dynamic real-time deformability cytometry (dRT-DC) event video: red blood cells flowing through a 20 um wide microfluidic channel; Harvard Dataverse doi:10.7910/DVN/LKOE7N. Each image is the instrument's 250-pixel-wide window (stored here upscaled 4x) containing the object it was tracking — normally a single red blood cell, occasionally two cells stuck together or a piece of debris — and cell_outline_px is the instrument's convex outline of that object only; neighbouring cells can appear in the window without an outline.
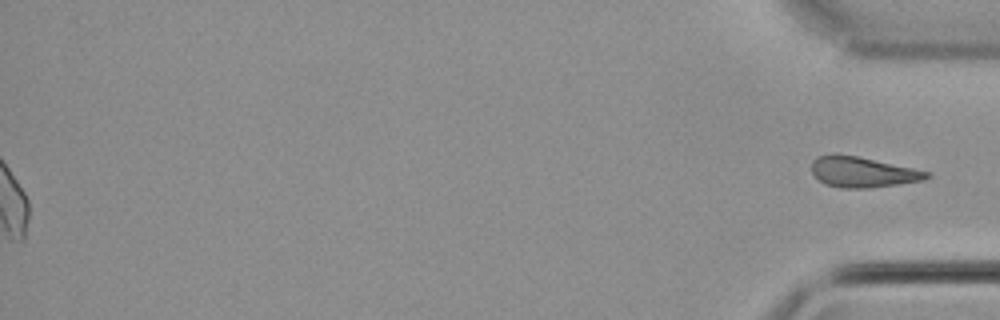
{"species": "common noctule bat (a hibernating species)", "species_latin": "Nyctalus noctula", "temperature_condition": "cold", "stored_images_in_passage": 56, "segment_of_instrument_passage": [2, 2], "camera_frame_rate_fps": 3000, "um_per_image_px": 0.085, "animal": {"sex": "male", "body_mass_g": 21.5, "forearm_length_mm": 52.0}, "frame": {"image": 1, "passage_image": 56, "time_ms": 18.333, "image_size_px": [1000, 320], "cell_outline_px": [[932, 176], [924, 180], [900, 184], [868, 188], [840, 188], [824, 184], [812, 172], [812, 160], [816, 156], [856, 156], [932, 172]], "centroid_in_image_um": [73.38, 14.66], "position_along_channel_um": 361.8, "area_um2": 20.11}}